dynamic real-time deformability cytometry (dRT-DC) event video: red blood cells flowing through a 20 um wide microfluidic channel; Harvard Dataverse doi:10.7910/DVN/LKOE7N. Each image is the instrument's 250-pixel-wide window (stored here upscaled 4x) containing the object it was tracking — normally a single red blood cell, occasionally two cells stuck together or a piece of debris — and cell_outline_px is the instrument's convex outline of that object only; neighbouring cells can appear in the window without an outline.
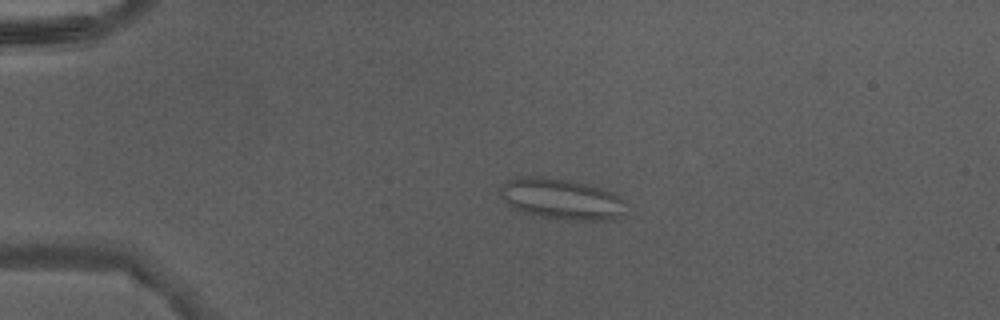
{"species": "Egyptian fruit bat (a non-hibernating species)", "species_latin": "Rousettus aegyptiacus", "temperature_condition": "warm", "stored_images_in_passage": 39, "camera_frame_rate_fps": 3000, "um_per_image_px": 0.085, "animal": {"sex": "male"}, "frame": {"image": 1, "passage_image": 3, "time_ms": 0.667, "image_size_px": [1000, 320], "cell_outline_px": [[628, 204], [612, 220], [576, 220], [540, 216], [524, 212], [512, 208], [500, 196], [500, 184], [516, 176], [544, 176], [568, 180], [588, 184], [604, 188], [628, 200]], "centroid_in_image_um": [47.71, 16.88], "position_along_channel_um": 37.3, "area_um2": 30.17}}
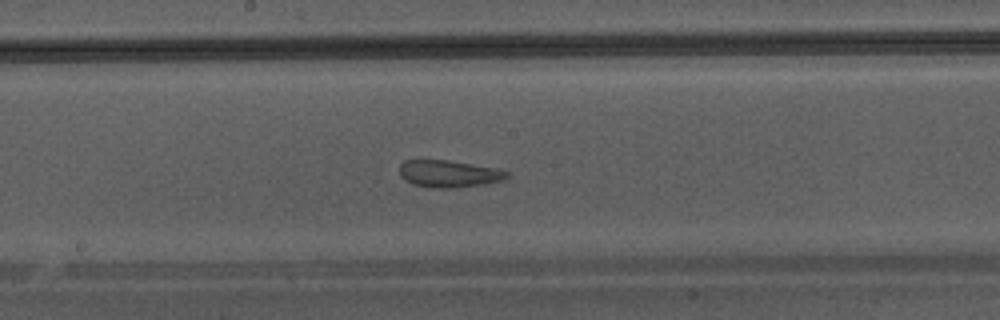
{"frame": {"image": 2, "passage_image": 18, "time_ms": 5.667, "image_size_px": [1000, 320], "cell_outline_px": [[508, 176], [504, 180], [480, 184], [452, 188], [432, 188], [412, 184], [404, 180], [400, 176], [400, 164], [404, 160], [448, 160], [492, 168], [508, 172]], "centroid_in_image_um": [38.07, 14.77], "position_along_channel_um": 210.1, "area_um2": 16.7}}
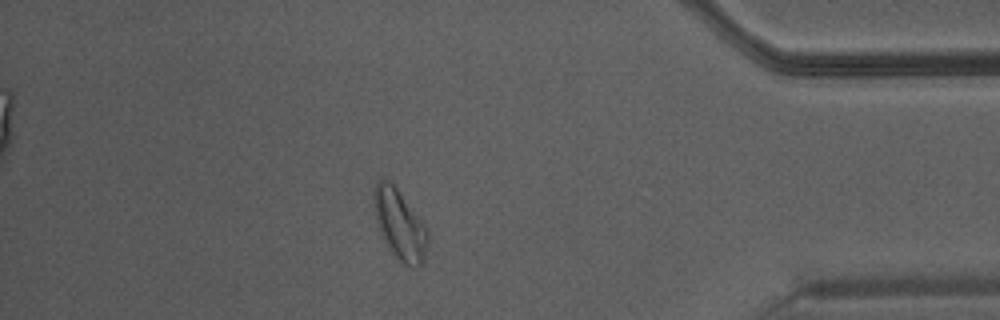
{"frame": {"image": 3, "passage_image": 33, "time_ms": 10.667, "image_size_px": [1000, 320], "cell_outline_px": [[428, 244], [424, 260], [420, 268], [416, 268], [404, 264], [396, 260], [388, 248], [384, 240], [376, 220], [372, 200], [372, 192], [376, 184], [380, 180], [388, 180], [396, 188], [428, 228]], "centroid_in_image_um": [33.98, 19.14], "position_along_channel_um": 401.2, "area_um2": 22.14}}